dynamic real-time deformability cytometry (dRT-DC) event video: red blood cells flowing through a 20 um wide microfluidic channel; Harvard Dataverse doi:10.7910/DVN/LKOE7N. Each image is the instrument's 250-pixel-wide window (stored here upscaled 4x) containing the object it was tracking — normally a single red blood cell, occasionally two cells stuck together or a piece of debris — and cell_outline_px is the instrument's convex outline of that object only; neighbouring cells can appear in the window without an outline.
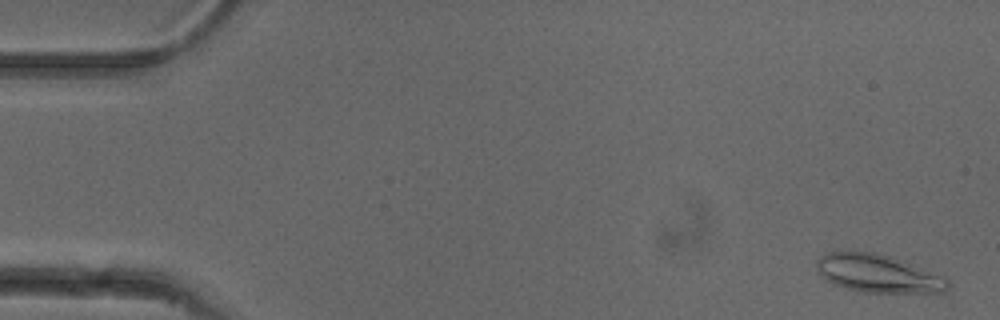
{"species": "common noctule bat (a hibernating species)", "species_latin": "Nyctalus noctula", "temperature_condition": "cold", "stored_images_in_passage": 53, "camera_frame_rate_fps": 3000, "um_per_image_px": 0.085, "animal": {"sex": "female"}, "frame": {"image": 1, "passage_image": 2, "time_ms": 0.333, "image_size_px": [1000, 320], "cell_outline_px": [[948, 288], [944, 292], [864, 292], [844, 288], [820, 276], [816, 268], [816, 260], [820, 256], [828, 252], [848, 248], [876, 252], [948, 276]], "centroid_in_image_um": [74.59, 23.2], "position_along_channel_um": 10.4, "area_um2": 29.65}}
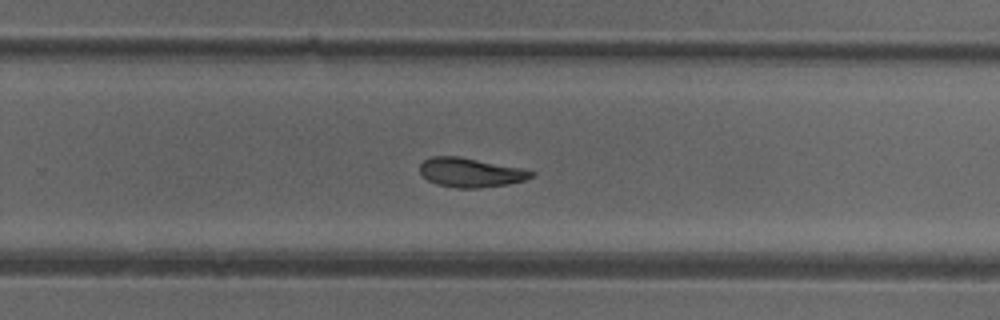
{"frame": {"image": 2, "passage_image": 34, "time_ms": 11.0, "image_size_px": [1000, 320], "cell_outline_px": [[536, 176], [524, 180], [508, 184], [480, 188], [456, 188], [436, 184], [428, 180], [420, 172], [420, 164], [424, 160], [432, 156], [460, 156], [524, 168], [536, 172]], "centroid_in_image_um": [40.04, 14.66], "position_along_channel_um": 289.8, "area_um2": 19.25}}
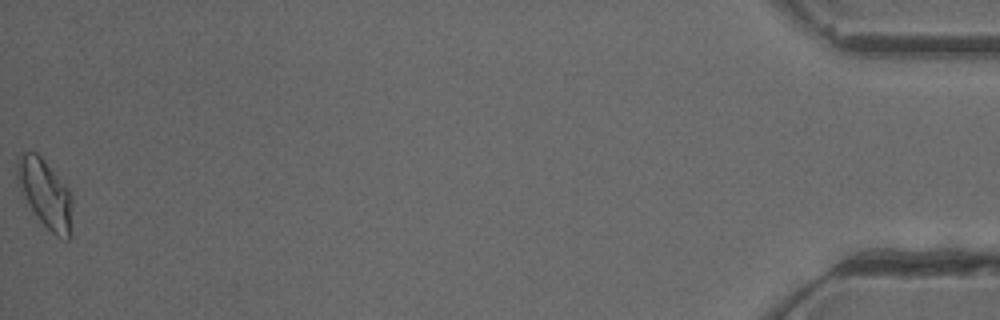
{"frame": {"image": 3, "passage_image": 53, "time_ms": 17.333, "image_size_px": [1000, 320], "cell_outline_px": [[72, 236], [68, 240], [56, 236], [36, 216], [24, 200], [20, 192], [16, 180], [16, 160], [20, 152], [36, 152], [44, 160], [72, 192]], "centroid_in_image_um": [3.84, 16.46], "position_along_channel_um": 431.4, "area_um2": 22.54}, "authors_computed_cell_mechanics": {"area_um2": 20.1722, "velocity_mm_per_s": 3.8754, "shape_relaxation_time_tau1_ms": 6.7077, "shape_relaxation_time_tau2_ms": 3.403, "deformation_change_tau1": 0.1609, "deformation_change_tau2": 0.0958}}